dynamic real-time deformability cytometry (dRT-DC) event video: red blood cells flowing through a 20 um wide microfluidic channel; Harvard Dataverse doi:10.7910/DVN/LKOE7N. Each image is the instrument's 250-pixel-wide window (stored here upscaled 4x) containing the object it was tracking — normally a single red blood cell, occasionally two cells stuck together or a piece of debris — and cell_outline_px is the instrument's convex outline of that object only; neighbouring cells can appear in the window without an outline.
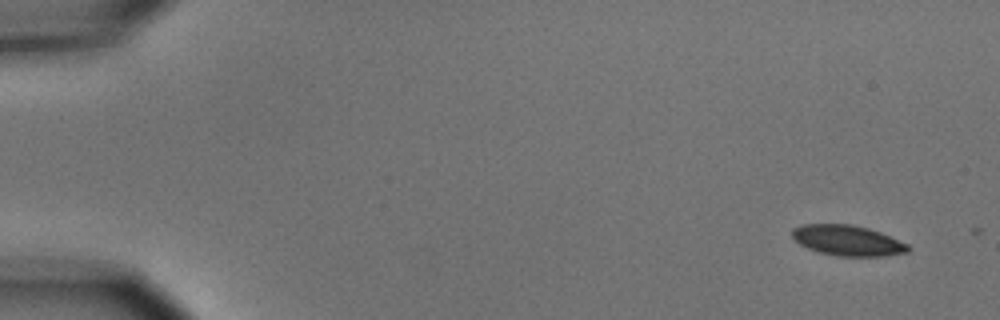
{"species": "common noctule bat (a hibernating species)", "species_latin": "Nyctalus noctula", "temperature_condition": "cold", "stored_images_in_passage": 3, "camera_frame_rate_fps": 3000, "um_per_image_px": 0.085, "animal": {"sex": "male", "body_mass_g": 15.6}, "frame": {"image": 1, "passage_image": 1, "time_ms": 0.0, "image_size_px": [1000, 320], "cell_outline_px": [[912, 248], [908, 252], [884, 256], [836, 256], [820, 252], [808, 248], [800, 244], [792, 236], [792, 228], [800, 224], [852, 224], [868, 228], [880, 232], [908, 244]], "centroid_in_image_um": [72.05, 20.43], "position_along_channel_um": 12.9, "area_um2": 20.63}}